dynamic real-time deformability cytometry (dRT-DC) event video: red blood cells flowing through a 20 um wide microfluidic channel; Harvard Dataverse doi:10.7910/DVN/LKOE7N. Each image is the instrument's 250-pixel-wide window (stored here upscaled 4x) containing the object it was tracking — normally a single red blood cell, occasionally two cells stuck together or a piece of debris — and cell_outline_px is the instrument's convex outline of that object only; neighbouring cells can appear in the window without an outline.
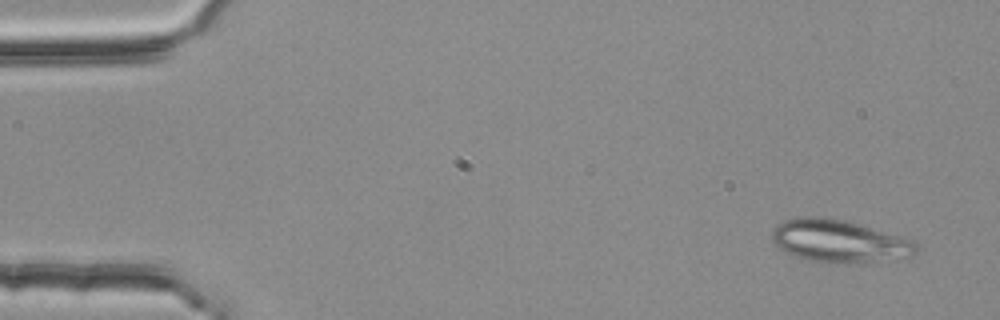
{"species": "common noctule bat (a hibernating species)", "species_latin": "Nyctalus noctula", "temperature_condition": "room temperature", "stored_images_in_passage": 4, "camera_frame_rate_fps": 3000, "um_per_image_px": 0.085, "animal": {"sex": "female", "body_mass_g": 25.1}, "frame": {"image": 1, "passage_image": 1, "time_ms": 0.0, "image_size_px": [1000, 320], "cell_outline_px": [[916, 252], [912, 256], [872, 260], [812, 260], [788, 252], [780, 248], [772, 240], [772, 228], [776, 224], [784, 220], [800, 216], [824, 216], [844, 220], [912, 240], [916, 244]], "centroid_in_image_um": [71.25, 20.41], "position_along_channel_um": 13.8, "area_um2": 34.04}}